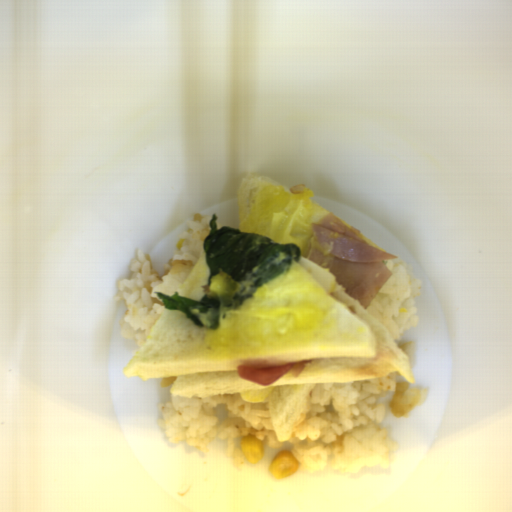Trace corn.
Listing matches in <instances>:
<instances>
[{
  "label": "corn",
  "instance_id": "obj_1",
  "mask_svg": "<svg viewBox=\"0 0 512 512\" xmlns=\"http://www.w3.org/2000/svg\"><path fill=\"white\" fill-rule=\"evenodd\" d=\"M292 452L282 449L273 457L268 471L276 480L285 479L299 470V463Z\"/></svg>",
  "mask_w": 512,
  "mask_h": 512
},
{
  "label": "corn",
  "instance_id": "obj_2",
  "mask_svg": "<svg viewBox=\"0 0 512 512\" xmlns=\"http://www.w3.org/2000/svg\"><path fill=\"white\" fill-rule=\"evenodd\" d=\"M265 442L251 433H245L241 440L240 451L245 456L249 464H257L263 456Z\"/></svg>",
  "mask_w": 512,
  "mask_h": 512
}]
</instances>
